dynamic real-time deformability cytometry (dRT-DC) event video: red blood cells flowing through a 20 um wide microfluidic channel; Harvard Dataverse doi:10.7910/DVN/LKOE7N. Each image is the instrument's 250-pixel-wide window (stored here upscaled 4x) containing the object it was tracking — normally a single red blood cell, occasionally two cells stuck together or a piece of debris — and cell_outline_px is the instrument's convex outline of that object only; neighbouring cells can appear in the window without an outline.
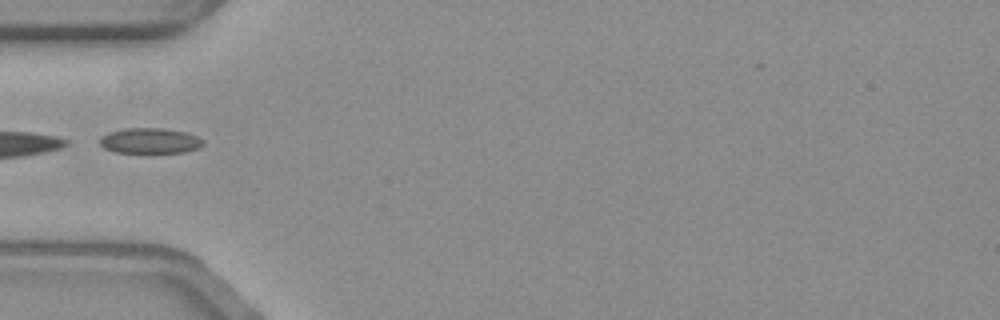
{"species": "common noctule bat (a hibernating species)", "species_latin": "Nyctalus noctula", "temperature_condition": "warm", "stored_images_in_passage": 31, "camera_frame_rate_fps": 3000, "um_per_image_px": 0.085, "animal": {"sex": "female", "body_mass_g": 19.3, "forearm_length_mm": 54.1}, "frame": {"image": 1, "passage_image": 1, "time_ms": 0.0, "image_size_px": [1000, 320], "cell_outline_px": [[204, 144], [200, 148], [184, 152], [116, 152], [104, 148], [100, 144], [100, 136], [108, 132], [124, 128], [164, 128], [184, 132], [196, 136], [204, 140]], "centroid_in_image_um": [12.74, 11.95], "position_along_channel_um": 72.3, "area_um2": 15.32}}
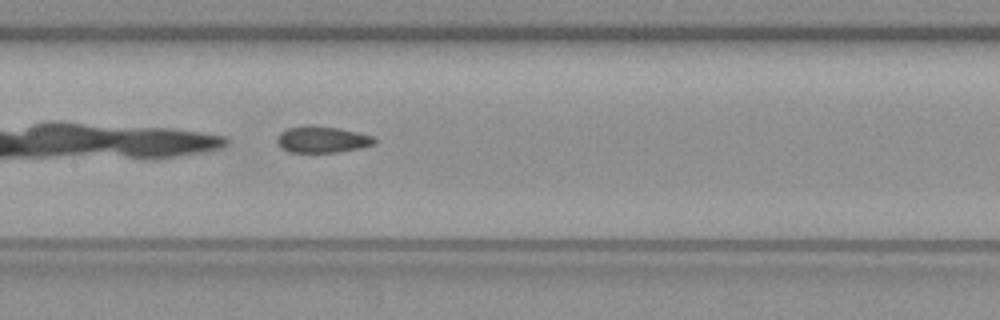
{"frame": {"image": 2, "passage_image": 10, "time_ms": 3.0, "image_size_px": [1000, 320], "cell_outline_px": [[376, 144], [360, 148], [336, 152], [288, 152], [280, 148], [276, 140], [276, 136], [280, 132], [288, 128], [312, 124], [336, 128], [356, 132], [372, 136], [376, 140]], "centroid_in_image_um": [27.34, 11.85], "position_along_channel_um": 180.1, "area_um2": 15.09}}